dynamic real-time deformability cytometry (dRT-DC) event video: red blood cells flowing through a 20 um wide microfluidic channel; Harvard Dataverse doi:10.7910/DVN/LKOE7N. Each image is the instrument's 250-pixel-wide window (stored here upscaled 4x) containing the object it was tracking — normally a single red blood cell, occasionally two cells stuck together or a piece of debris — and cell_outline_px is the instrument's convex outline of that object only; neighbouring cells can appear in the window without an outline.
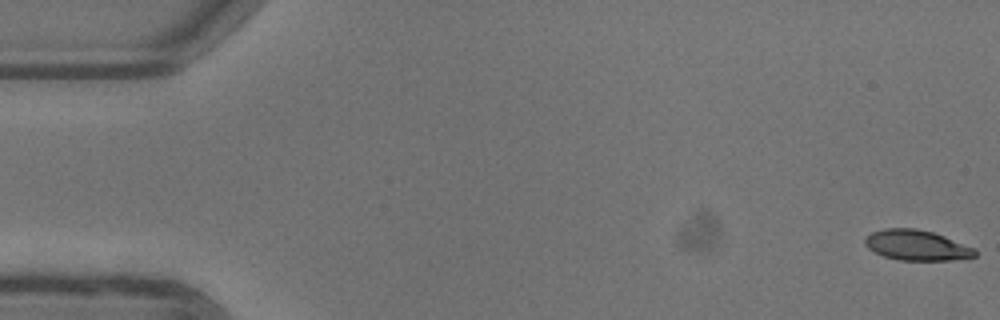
{"species": "common noctule bat (a hibernating species)", "species_latin": "Nyctalus noctula", "temperature_condition": "warm", "stored_images_in_passage": 16, "camera_frame_rate_fps": 3000, "um_per_image_px": 0.085, "animal": {"sex": "female"}, "frame": {"image": 1, "passage_image": 1, "time_ms": 0.0, "image_size_px": [1000, 320], "cell_outline_px": [[976, 256], [952, 260], [900, 260], [884, 256], [868, 248], [864, 244], [864, 236], [872, 232], [884, 228], [916, 228], [932, 232], [944, 236], [976, 248]], "centroid_in_image_um": [77.9, 20.84], "position_along_channel_um": 7.1, "area_um2": 19.48}}
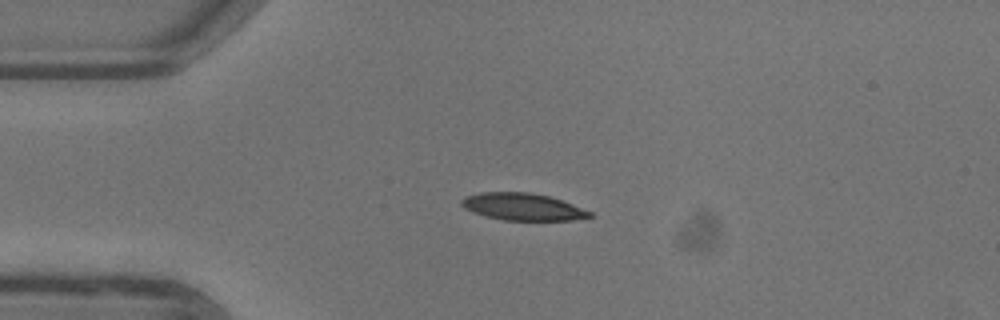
{"frame": {"image": 2, "passage_image": 13, "time_ms": 4.0, "image_size_px": [1000, 320], "cell_outline_px": [[592, 216], [572, 220], [504, 220], [484, 216], [472, 212], [464, 208], [460, 204], [460, 200], [468, 196], [480, 192], [528, 192], [548, 196], [572, 204], [592, 212]], "centroid_in_image_um": [44.39, 17.58], "position_along_channel_um": 40.6, "area_um2": 20.11}}